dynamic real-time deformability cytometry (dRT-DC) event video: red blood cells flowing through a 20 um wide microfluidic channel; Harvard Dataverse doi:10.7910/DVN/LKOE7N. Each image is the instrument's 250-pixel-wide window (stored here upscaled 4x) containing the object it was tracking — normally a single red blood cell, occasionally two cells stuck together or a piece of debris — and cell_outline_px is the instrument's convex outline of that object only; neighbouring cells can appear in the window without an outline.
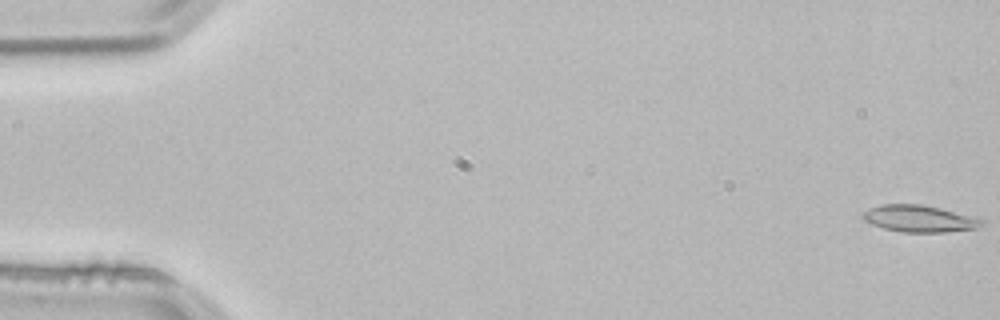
{"species": "common noctule bat (a hibernating species)", "species_latin": "Nyctalus noctula", "temperature_condition": "room temperature", "stored_images_in_passage": 47, "camera_frame_rate_fps": 3000, "um_per_image_px": 0.085, "animal": {"sex": "male", "body_mass_g": 21.5, "forearm_length_mm": 52.0}, "frame": {"image": 1, "passage_image": 1, "time_ms": 0.0, "image_size_px": [1000, 320], "cell_outline_px": [[984, 224], [976, 228], [944, 232], [904, 232], [884, 228], [872, 224], [864, 220], [860, 216], [868, 208], [880, 204], [920, 204], [940, 208], [984, 220]], "centroid_in_image_um": [78.09, 18.58], "position_along_channel_um": 6.9, "area_um2": 18.38}}
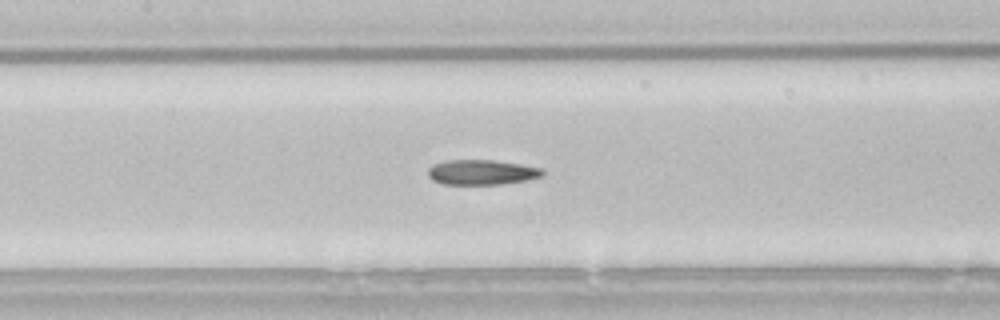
{"frame": {"image": 2, "passage_image": 25, "time_ms": 8.0, "image_size_px": [1000, 320], "cell_outline_px": [[544, 172], [540, 176], [528, 180], [500, 184], [444, 184], [432, 180], [428, 176], [428, 168], [432, 164], [444, 160], [492, 160], [520, 164], [544, 168]], "centroid_in_image_um": [40.92, 14.63], "position_along_channel_um": 166.5, "area_um2": 16.76}}
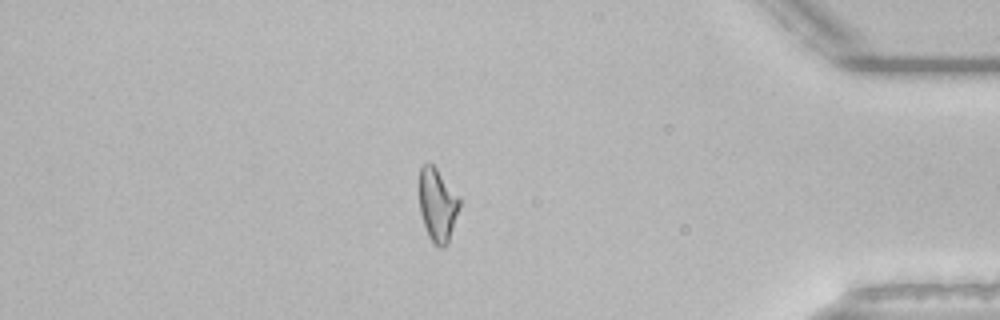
{"frame": {"image": 3, "passage_image": 46, "time_ms": 15.0, "image_size_px": [1000, 320], "cell_outline_px": [[460, 208], [448, 244], [444, 248], [440, 248], [428, 236], [420, 212], [420, 168], [424, 164], [432, 164], [436, 168], [460, 200]], "centroid_in_image_um": [37.2, 17.47], "position_along_channel_um": 398.0, "area_um2": 16.82}, "authors_computed_cell_mechanics": {"area_um2": 17.1666, "velocity_mm_per_s": 3.8395, "shape_relaxation_time_tau1_ms": null, "shape_relaxation_time_tau2_ms": 5.0581, "deformation_change_tau1": null, "deformation_change_tau2": 0.1311}}